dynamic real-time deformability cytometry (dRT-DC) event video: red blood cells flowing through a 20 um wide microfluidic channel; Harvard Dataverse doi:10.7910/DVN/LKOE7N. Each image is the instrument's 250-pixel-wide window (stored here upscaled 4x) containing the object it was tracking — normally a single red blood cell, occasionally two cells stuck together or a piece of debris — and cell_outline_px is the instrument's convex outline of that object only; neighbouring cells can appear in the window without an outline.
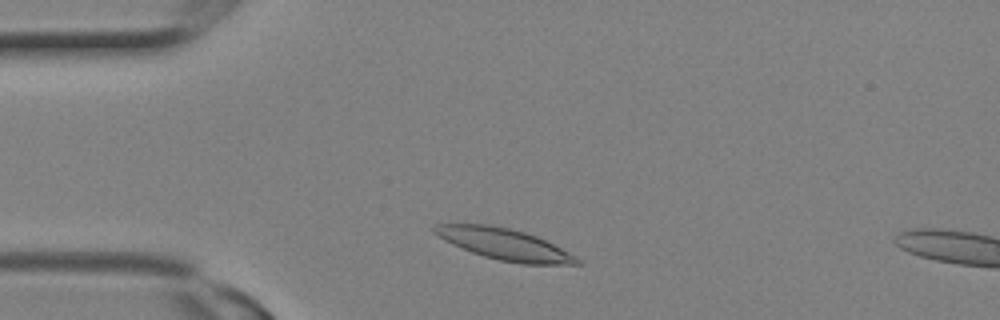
{"species": "Egyptian fruit bat (a non-hibernating species)", "species_latin": "Rousettus aegyptiacus", "temperature_condition": "room temperature", "stored_images_in_passage": 3, "camera_frame_rate_fps": 3000, "um_per_image_px": 0.085, "animal": {"sex": "female"}, "frame": {"image": 1, "passage_image": 3, "time_ms": 0.667, "image_size_px": [1000, 320], "cell_outline_px": [[584, 264], [520, 264], [500, 260], [484, 256], [472, 252], [452, 244], [444, 240], [432, 232], [432, 228], [436, 224], [488, 224], [508, 228], [524, 232], [536, 236], [576, 256]], "centroid_in_image_um": [42.85, 20.75], "position_along_channel_um": 42.2, "area_um2": 25.72}}